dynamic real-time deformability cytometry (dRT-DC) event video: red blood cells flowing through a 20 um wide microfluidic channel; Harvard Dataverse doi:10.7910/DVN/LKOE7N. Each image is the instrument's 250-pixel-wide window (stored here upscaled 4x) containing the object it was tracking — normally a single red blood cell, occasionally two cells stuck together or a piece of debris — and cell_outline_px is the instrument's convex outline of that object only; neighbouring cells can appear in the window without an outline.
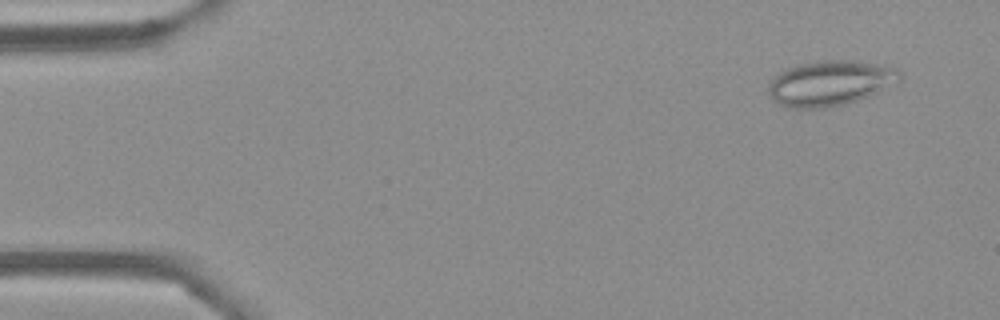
{"species": "Egyptian fruit bat (a non-hibernating species)", "species_latin": "Rousettus aegyptiacus", "temperature_condition": "cold", "stored_images_in_passage": 54, "camera_frame_rate_fps": 3000, "um_per_image_px": 0.085, "frame": {"image": 1, "passage_image": 4, "time_ms": 1.0, "image_size_px": [1000, 320], "cell_outline_px": [[904, 76], [900, 80], [868, 96], [856, 100], [828, 108], [784, 108], [772, 100], [768, 92], [768, 84], [776, 72], [784, 68], [796, 64], [816, 60], [856, 60], [880, 64], [896, 68]], "centroid_in_image_um": [70.49, 7.05], "position_along_channel_um": 14.5, "area_um2": 35.14}}
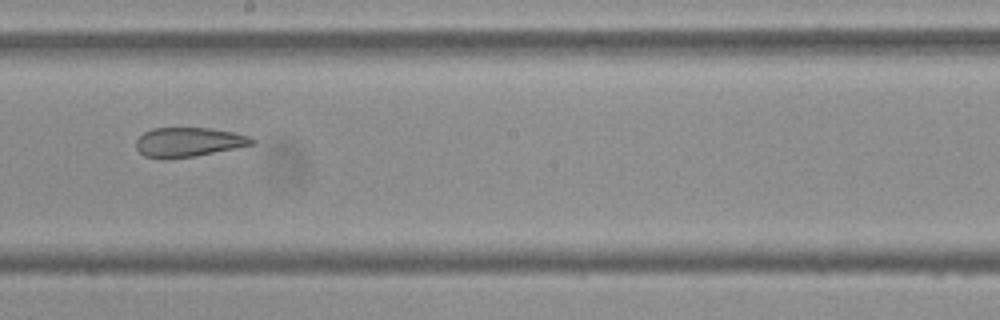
{"frame": {"image": 2, "passage_image": 30, "time_ms": 9.667, "image_size_px": [1000, 320], "cell_outline_px": [[256, 144], [196, 156], [168, 160], [160, 160], [144, 156], [136, 148], [136, 140], [144, 132], [152, 128], [212, 128], [232, 132], [248, 136], [256, 140]], "centroid_in_image_um": [16.0, 12.1], "position_along_channel_um": 232.2, "area_um2": 20.17}}
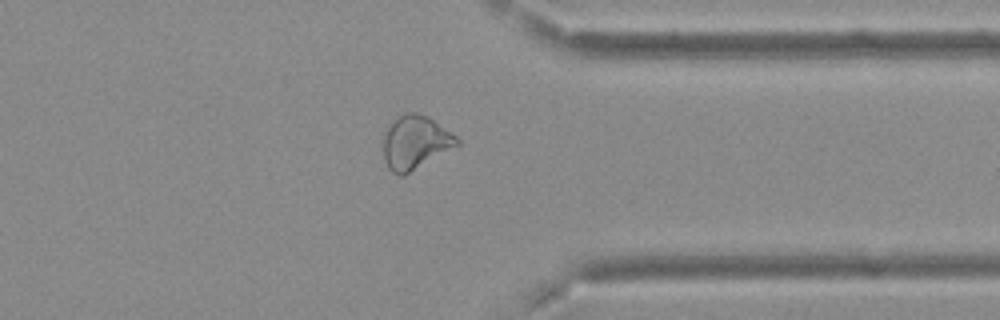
{"frame": {"image": 3, "passage_image": 42, "time_ms": 13.667, "image_size_px": [1000, 320], "cell_outline_px": [[460, 144], [404, 176], [400, 176], [392, 172], [388, 168], [384, 160], [384, 132], [388, 124], [392, 120], [408, 112], [416, 112], [428, 116], [456, 136], [460, 140]], "centroid_in_image_um": [35.28, 12.11], "position_along_channel_um": 376.1, "area_um2": 23.06}, "authors_computed_cell_mechanics": {"area_um2": 24.9696, "velocity_mm_per_s": 3.7249, "shape_relaxation_time_tau1_ms": null, "shape_relaxation_time_tau2_ms": 2.1897, "deformation_change_tau1": null, "deformation_change_tau2": 0.0961}}